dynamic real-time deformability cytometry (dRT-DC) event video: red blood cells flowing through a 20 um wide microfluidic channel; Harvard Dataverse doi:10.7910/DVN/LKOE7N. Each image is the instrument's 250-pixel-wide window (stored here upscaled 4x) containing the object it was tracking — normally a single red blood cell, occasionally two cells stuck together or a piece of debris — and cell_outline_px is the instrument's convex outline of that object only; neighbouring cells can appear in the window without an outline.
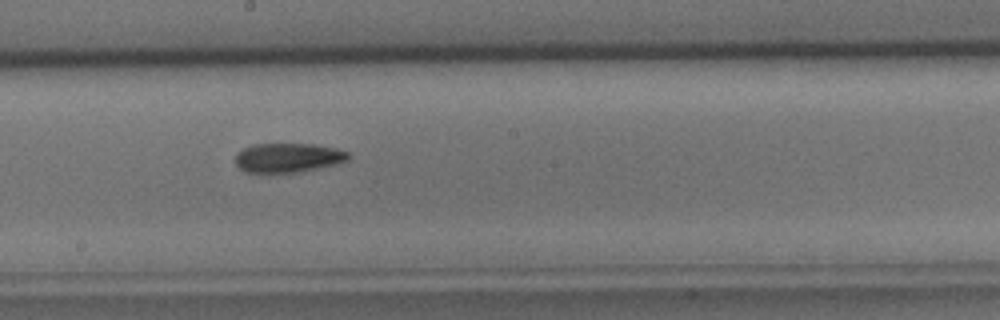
{"species": "common noctule bat (a hibernating species)", "species_latin": "Nyctalus noctula", "temperature_condition": "cold", "stored_images_in_passage": 32, "camera_frame_rate_fps": 3000, "um_per_image_px": 0.085, "animal": {"sex": "male", "body_mass_g": 15.6}, "frame": {"image": 1, "passage_image": 12, "time_ms": 3.667, "image_size_px": [1000, 320], "cell_outline_px": [[352, 156], [348, 160], [336, 164], [320, 168], [300, 172], [268, 176], [244, 172], [236, 164], [236, 156], [244, 148], [252, 144], [312, 144], [336, 148], [348, 152]], "centroid_in_image_um": [24.47, 13.46], "position_along_channel_um": 223.7, "area_um2": 20.06}}
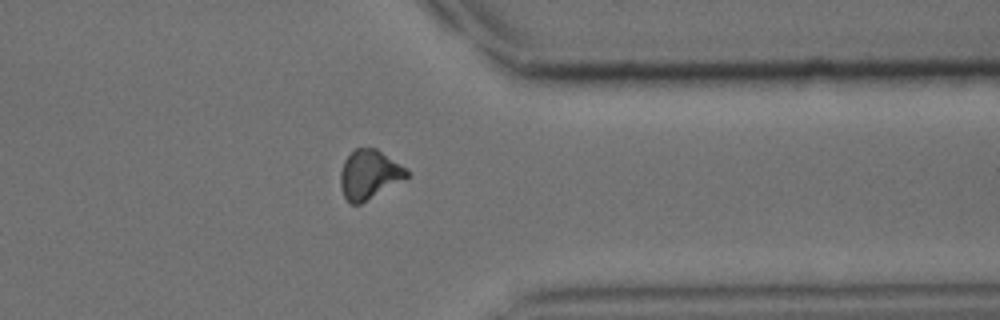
{"frame": {"image": 2, "passage_image": 23, "time_ms": 7.333, "image_size_px": [1000, 320], "cell_outline_px": [[408, 176], [360, 204], [348, 204], [340, 188], [340, 172], [344, 160], [356, 148], [376, 148], [404, 168], [408, 172]], "centroid_in_image_um": [31.31, 14.85], "position_along_channel_um": 380.1, "area_um2": 18.5}}
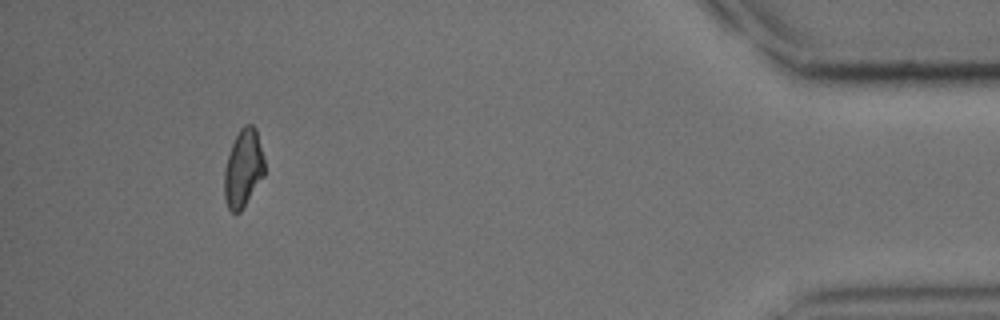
{"frame": {"image": 3, "passage_image": 29, "time_ms": 9.333, "image_size_px": [1000, 320], "cell_outline_px": [[264, 176], [240, 212], [232, 212], [228, 208], [224, 200], [224, 172], [228, 156], [232, 144], [240, 128], [244, 124], [252, 124], [256, 128], [264, 156]], "centroid_in_image_um": [20.68, 14.3], "position_along_channel_um": 414.5, "area_um2": 18.26}}